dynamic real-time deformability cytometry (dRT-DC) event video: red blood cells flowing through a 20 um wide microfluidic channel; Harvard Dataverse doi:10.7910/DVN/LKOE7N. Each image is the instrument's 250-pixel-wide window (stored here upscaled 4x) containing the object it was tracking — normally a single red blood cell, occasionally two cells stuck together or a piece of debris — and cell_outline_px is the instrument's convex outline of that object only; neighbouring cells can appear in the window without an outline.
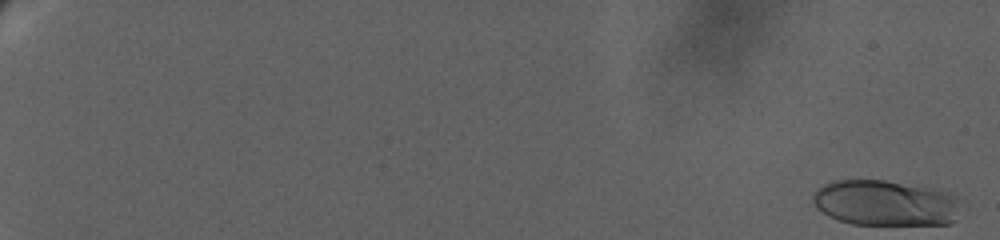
{"species": "human", "species_latin": "Homo sapiens", "temperature_condition": "warm", "stored_images_in_passage": 45, "camera_frame_rate_fps": 3000, "um_per_image_px": 0.085, "donor": {"sex": "female"}, "frame": {"image": 1, "passage_image": 1, "time_ms": 0.0, "image_size_px": [1000, 240], "cell_outline_px": [[960, 200], [956, 220], [948, 224], [852, 224], [828, 216], [816, 208], [812, 200], [812, 196], [824, 184], [832, 180], [884, 180], [932, 184], [956, 192]], "centroid_in_image_um": [75.39, 17.21], "position_along_channel_um": 9.6, "area_um2": 40.69}}
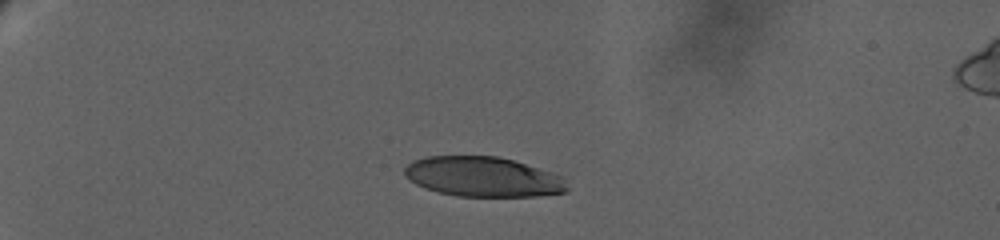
{"frame": {"image": 2, "passage_image": 34, "time_ms": 7.333, "image_size_px": [1000, 240], "cell_outline_px": [[568, 192], [540, 196], [456, 196], [424, 188], [408, 180], [404, 176], [404, 168], [412, 160], [424, 156], [496, 156], [512, 160], [564, 176], [568, 188]], "centroid_in_image_um": [41.04, 15.03], "position_along_channel_um": 44.0, "area_um2": 38.03}}